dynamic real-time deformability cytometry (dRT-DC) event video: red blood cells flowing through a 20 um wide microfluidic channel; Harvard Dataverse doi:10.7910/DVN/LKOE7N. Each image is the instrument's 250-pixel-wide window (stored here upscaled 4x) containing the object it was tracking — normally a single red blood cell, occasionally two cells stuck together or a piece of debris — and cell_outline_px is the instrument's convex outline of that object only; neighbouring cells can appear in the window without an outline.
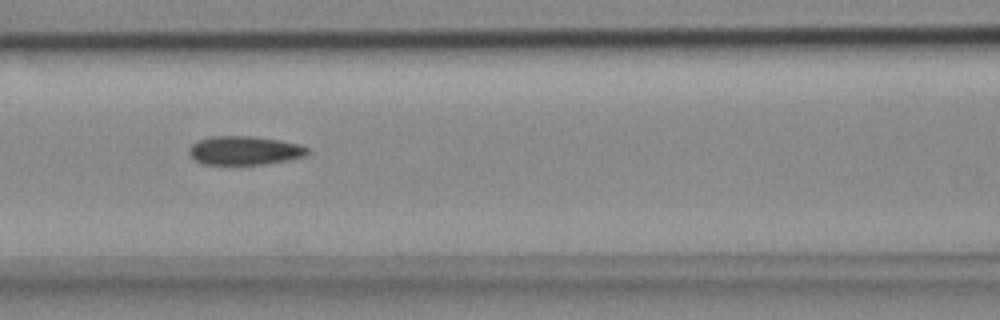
{"species": "common noctule bat (a hibernating species)", "species_latin": "Nyctalus noctula", "temperature_condition": "cold", "stored_images_in_passage": 7, "camera_frame_rate_fps": 3000, "um_per_image_px": 0.085, "animal": {"sex": "female", "body_mass_g": 18.4}, "frame": {"image": 1, "passage_image": 3, "time_ms": 0.667, "image_size_px": [1000, 320], "cell_outline_px": [[308, 152], [304, 156], [288, 160], [264, 164], [204, 164], [196, 160], [188, 152], [188, 148], [192, 144], [200, 140], [212, 136], [256, 136], [300, 144], [308, 148]], "centroid_in_image_um": [20.79, 12.78], "position_along_channel_um": 145.8, "area_um2": 19.71}}
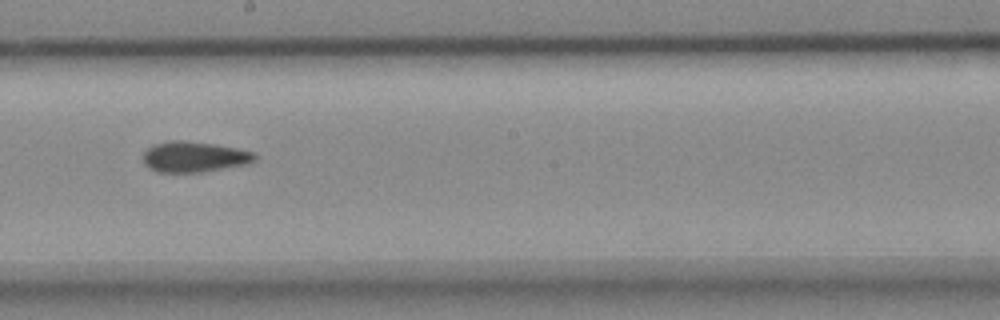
{"frame": {"image": 2, "passage_image": 5, "time_ms": 1.333, "image_size_px": [1000, 320], "cell_outline_px": [[256, 160], [248, 164], [204, 172], [156, 172], [148, 168], [144, 164], [144, 152], [152, 144], [172, 140], [184, 140], [216, 144], [236, 148], [252, 152], [256, 156]], "centroid_in_image_um": [16.49, 13.33], "position_along_channel_um": 231.7, "area_um2": 20.11}}
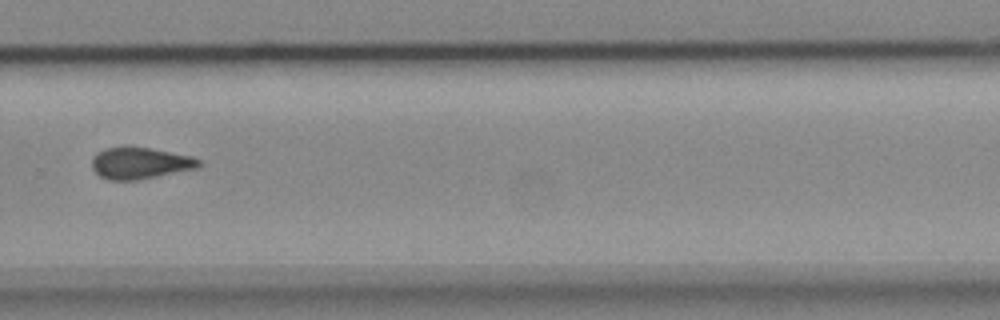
{"frame": {"image": 3, "passage_image": 7, "time_ms": 2.0, "image_size_px": [1000, 320], "cell_outline_px": [[200, 164], [196, 168], [136, 180], [108, 180], [100, 176], [92, 168], [92, 156], [96, 152], [108, 148], [124, 144], [128, 144], [192, 156], [200, 160]], "centroid_in_image_um": [11.84, 13.83], "position_along_channel_um": 318.0, "area_um2": 19.88}}